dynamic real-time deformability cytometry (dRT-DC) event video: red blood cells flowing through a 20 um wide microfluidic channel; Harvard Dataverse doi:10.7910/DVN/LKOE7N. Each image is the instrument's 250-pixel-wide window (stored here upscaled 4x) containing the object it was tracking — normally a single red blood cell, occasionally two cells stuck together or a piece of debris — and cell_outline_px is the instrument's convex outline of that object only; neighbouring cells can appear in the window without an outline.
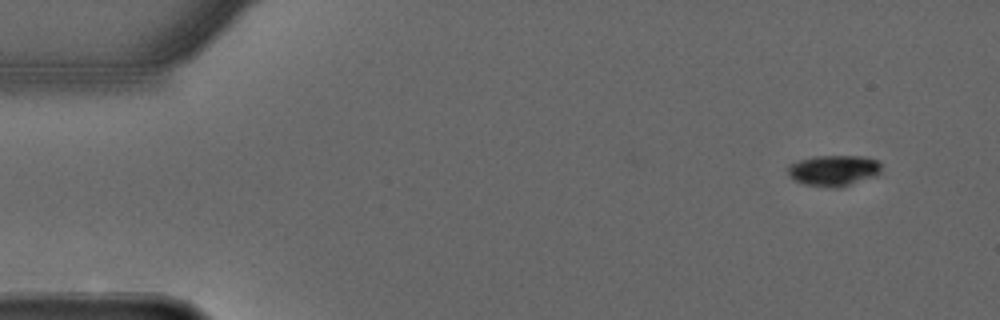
{"species": "common noctule bat (a hibernating species)", "species_latin": "Nyctalus noctula", "temperature_condition": "warm", "stored_images_in_passage": 53, "camera_frame_rate_fps": 3000, "um_per_image_px": 0.085, "animal": {"sex": "male", "forearm_length_mm": 52.5}, "frame": {"image": 1, "passage_image": 1, "time_ms": 0.0, "image_size_px": [1000, 320], "cell_outline_px": [[880, 172], [876, 176], [840, 188], [828, 188], [804, 184], [788, 176], [788, 164], [812, 156], [864, 156], [876, 160], [880, 164]], "centroid_in_image_um": [70.85, 14.5], "position_along_channel_um": 14.2, "area_um2": 16.99}}
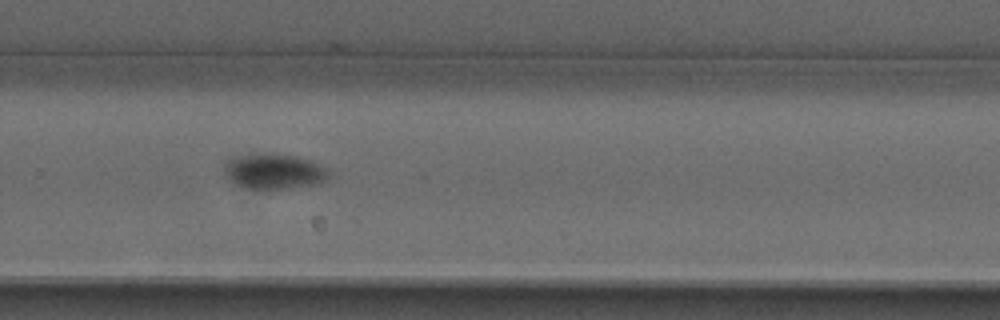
{"frame": {"image": 2, "passage_image": 34, "time_ms": 11.0, "image_size_px": [1000, 320], "cell_outline_px": [[328, 176], [324, 180], [308, 184], [284, 188], [248, 188], [236, 184], [228, 176], [224, 168], [224, 164], [228, 160], [240, 156], [292, 156], [308, 160], [324, 168], [328, 172]], "centroid_in_image_um": [23.25, 14.59], "position_along_channel_um": 306.6, "area_um2": 19.71}}
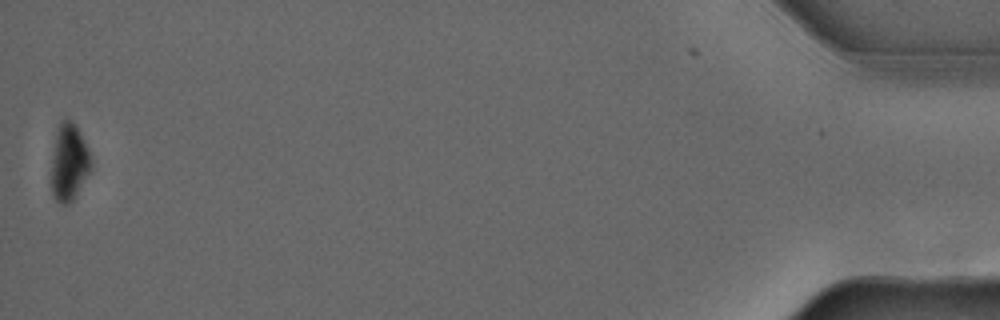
{"frame": {"image": 3, "passage_image": 52, "time_ms": 17.0, "image_size_px": [1000, 320], "cell_outline_px": [[92, 172], [72, 200], [68, 204], [64, 204], [56, 200], [52, 192], [52, 160], [56, 136], [60, 120], [72, 120], [76, 124], [92, 156]], "centroid_in_image_um": [5.92, 13.79], "position_along_channel_um": 429.3, "area_um2": 17.86}}